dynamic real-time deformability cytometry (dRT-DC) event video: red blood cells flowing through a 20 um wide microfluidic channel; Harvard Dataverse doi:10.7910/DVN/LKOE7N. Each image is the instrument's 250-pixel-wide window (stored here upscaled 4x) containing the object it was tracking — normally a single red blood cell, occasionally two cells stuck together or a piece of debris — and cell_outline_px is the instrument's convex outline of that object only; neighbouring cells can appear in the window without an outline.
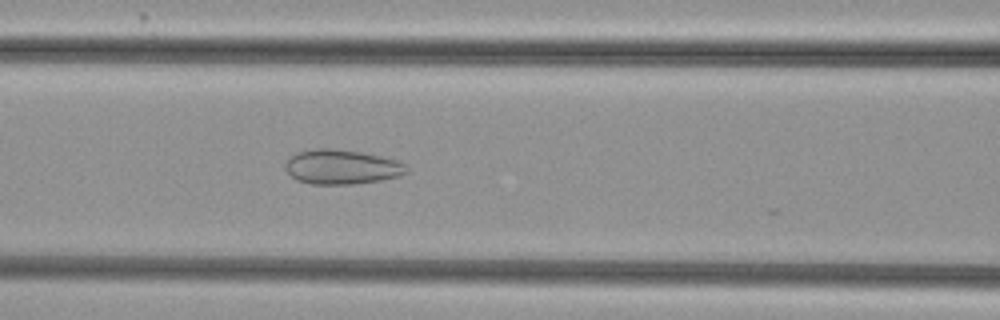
{"species": "common noctule bat (a hibernating species)", "species_latin": "Nyctalus noctula", "temperature_condition": "cold", "stored_images_in_passage": 41, "camera_frame_rate_fps": 3000, "um_per_image_px": 0.085, "animal": {"sex": "female", "body_mass_g": 29.2, "forearm_length_mm": 56.3}, "frame": {"image": 1, "passage_image": 17, "time_ms": 5.333, "image_size_px": [1000, 320], "cell_outline_px": [[408, 172], [400, 176], [380, 180], [352, 184], [312, 184], [296, 180], [284, 168], [284, 164], [288, 156], [296, 152], [316, 148], [332, 148], [360, 152], [380, 156], [396, 160], [404, 164], [408, 168]], "centroid_in_image_um": [29.0, 14.18], "position_along_channel_um": 137.6, "area_um2": 24.57}}
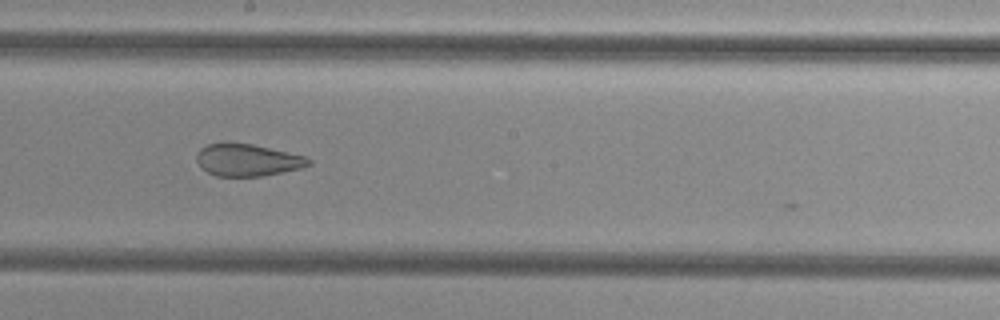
{"frame": {"image": 2, "passage_image": 24, "time_ms": 7.667, "image_size_px": [1000, 320], "cell_outline_px": [[312, 164], [300, 168], [264, 176], [216, 176], [200, 168], [196, 160], [196, 156], [200, 148], [208, 144], [224, 140], [228, 140], [252, 144], [304, 156], [312, 160]], "centroid_in_image_um": [20.97, 13.57], "position_along_channel_um": 227.2, "area_um2": 21.39}}
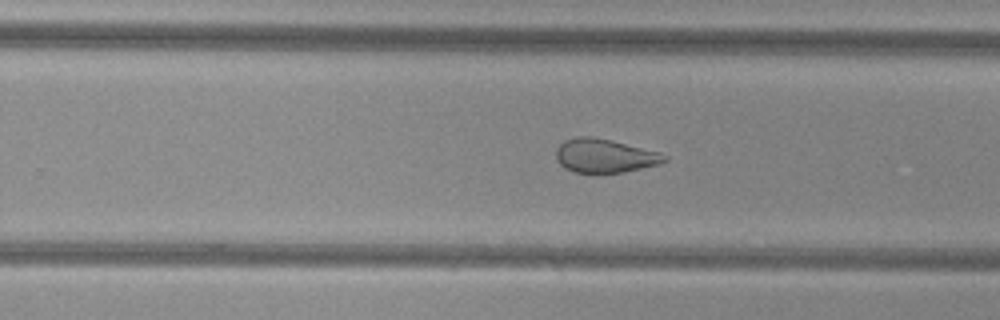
{"frame": {"image": 3, "passage_image": 28, "time_ms": 9.0, "image_size_px": [1000, 320], "cell_outline_px": [[668, 160], [660, 164], [624, 172], [572, 172], [564, 168], [556, 160], [556, 148], [564, 140], [576, 136], [592, 136], [612, 140], [660, 152], [668, 156]], "centroid_in_image_um": [51.39, 13.23], "position_along_channel_um": 278.4, "area_um2": 21.5}, "authors_computed_cell_mechanics": {"area_um2": 24.9696, "velocity_mm_per_s": 3.8507, "shape_relaxation_time_tau1_ms": null, "shape_relaxation_time_tau2_ms": 1.6453, "deformation_change_tau1": null, "deformation_change_tau2": 0.0859}}